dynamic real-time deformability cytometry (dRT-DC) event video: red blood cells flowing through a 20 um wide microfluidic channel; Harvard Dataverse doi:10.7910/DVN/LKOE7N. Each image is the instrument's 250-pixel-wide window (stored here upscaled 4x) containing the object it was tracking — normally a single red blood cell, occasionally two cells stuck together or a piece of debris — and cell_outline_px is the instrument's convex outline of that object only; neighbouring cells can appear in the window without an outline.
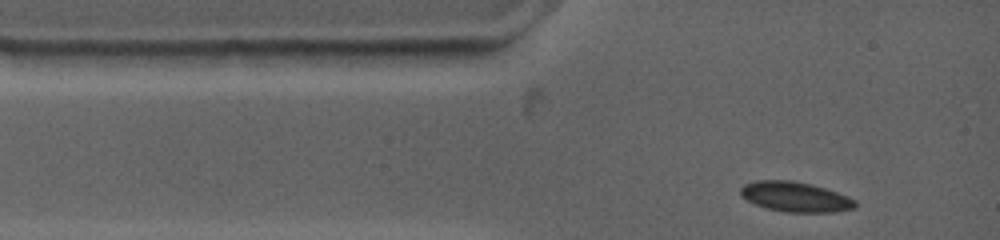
{"species": "common noctule bat (a hibernating species)", "species_latin": "Nyctalus noctula", "temperature_condition": "warm", "stored_images_in_passage": 5, "camera_frame_rate_fps": 4500, "um_per_image_px": 0.085, "animal": {"sex": "female", "body_mass_g": 19.0, "forearm_length_mm": 53.3}, "frame": {"image": 1, "passage_image": 1, "time_ms": 0.0, "image_size_px": [1000, 240], "cell_outline_px": [[856, 208], [836, 212], [784, 212], [768, 208], [756, 204], [740, 196], [740, 188], [744, 184], [756, 180], [792, 180], [812, 184], [848, 196], [856, 200]], "centroid_in_image_um": [67.61, 16.73], "position_along_channel_um": 17.4, "area_um2": 20.11}}
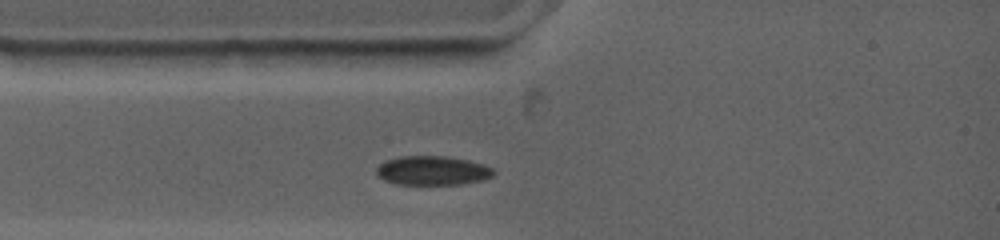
{"frame": {"image": 2, "passage_image": 3, "time_ms": 1.333, "image_size_px": [1000, 240], "cell_outline_px": [[496, 172], [492, 176], [480, 180], [460, 184], [396, 184], [384, 180], [376, 176], [376, 168], [384, 160], [400, 156], [444, 156], [468, 160], [492, 168]], "centroid_in_image_um": [36.7, 14.49], "position_along_channel_um": 48.3, "area_um2": 19.83}}
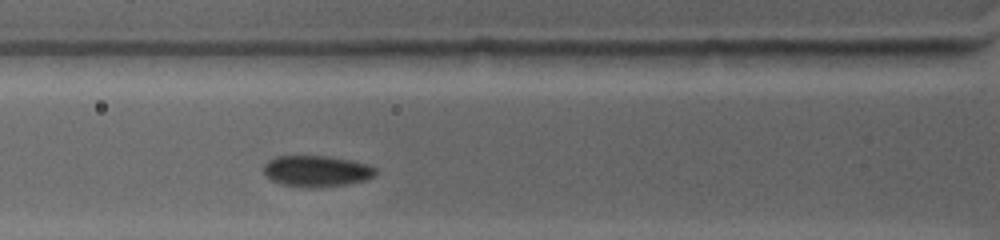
{"frame": {"image": 3, "passage_image": 5, "time_ms": 2.667, "image_size_px": [1000, 240], "cell_outline_px": [[376, 172], [372, 176], [364, 180], [348, 184], [312, 188], [304, 188], [284, 184], [272, 180], [264, 176], [264, 164], [268, 160], [276, 156], [328, 156], [368, 164], [376, 168]], "centroid_in_image_um": [26.87, 14.54], "position_along_channel_um": 98.9, "area_um2": 20.29}}